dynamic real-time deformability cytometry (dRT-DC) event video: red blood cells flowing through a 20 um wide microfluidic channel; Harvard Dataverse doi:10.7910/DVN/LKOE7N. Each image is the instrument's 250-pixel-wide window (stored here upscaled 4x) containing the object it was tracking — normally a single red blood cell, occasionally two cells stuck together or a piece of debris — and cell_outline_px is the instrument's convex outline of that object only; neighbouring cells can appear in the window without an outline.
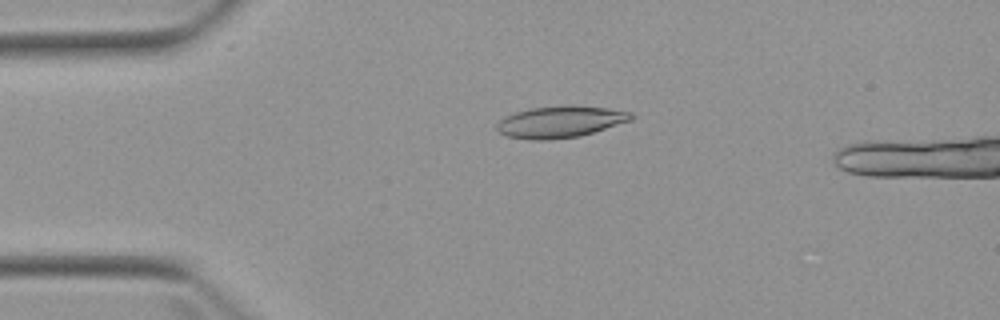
{"species": "Egyptian fruit bat (a non-hibernating species)", "species_latin": "Rousettus aegyptiacus", "temperature_condition": "warm", "stored_images_in_passage": 6, "camera_frame_rate_fps": 3000, "um_per_image_px": 0.085, "animal": {"sex": "female"}, "frame": {"image": 1, "passage_image": 4, "time_ms": 3.667, "image_size_px": [1000, 320], "cell_outline_px": [[636, 116], [632, 120], [580, 136], [548, 140], [532, 140], [508, 136], [500, 132], [496, 128], [496, 124], [500, 120], [516, 112], [532, 108], [564, 104], [608, 108], [632, 112]], "centroid_in_image_um": [47.67, 10.34], "position_along_channel_um": 37.3, "area_um2": 24.8}}